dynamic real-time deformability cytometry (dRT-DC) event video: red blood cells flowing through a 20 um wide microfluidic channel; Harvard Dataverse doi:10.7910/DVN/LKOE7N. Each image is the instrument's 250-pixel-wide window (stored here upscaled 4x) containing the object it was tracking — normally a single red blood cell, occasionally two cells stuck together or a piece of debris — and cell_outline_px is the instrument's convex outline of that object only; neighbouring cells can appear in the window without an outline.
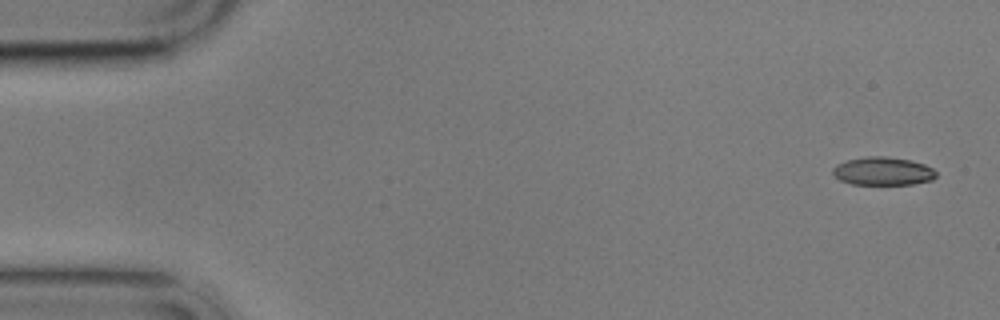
{"species": "common noctule bat (a hibernating species)", "species_latin": "Nyctalus noctula", "temperature_condition": "cold", "stored_images_in_passage": 5, "camera_frame_rate_fps": 3000, "um_per_image_px": 0.085, "animal": {"sex": "male", "body_mass_g": 17.9}, "frame": {"image": 1, "passage_image": 1, "time_ms": 0.0, "image_size_px": [1000, 320], "cell_outline_px": [[936, 176], [932, 180], [912, 184], [852, 184], [840, 180], [832, 172], [832, 168], [836, 164], [848, 160], [868, 156], [884, 156], [912, 160], [924, 164], [932, 168], [936, 172]], "centroid_in_image_um": [75.05, 14.54], "position_along_channel_um": 9.9, "area_um2": 16.94}}
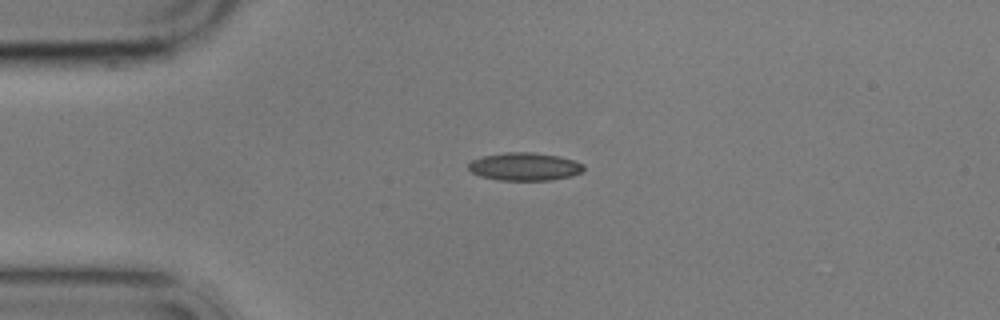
{"frame": {"image": 2, "passage_image": 4, "time_ms": 3.667, "image_size_px": [1000, 320], "cell_outline_px": [[584, 168], [580, 172], [572, 176], [548, 180], [500, 180], [480, 176], [472, 172], [468, 168], [468, 164], [472, 160], [484, 156], [504, 152], [532, 152], [560, 156], [576, 160], [584, 164]], "centroid_in_image_um": [44.61, 14.15], "position_along_channel_um": 40.4, "area_um2": 18.79}}